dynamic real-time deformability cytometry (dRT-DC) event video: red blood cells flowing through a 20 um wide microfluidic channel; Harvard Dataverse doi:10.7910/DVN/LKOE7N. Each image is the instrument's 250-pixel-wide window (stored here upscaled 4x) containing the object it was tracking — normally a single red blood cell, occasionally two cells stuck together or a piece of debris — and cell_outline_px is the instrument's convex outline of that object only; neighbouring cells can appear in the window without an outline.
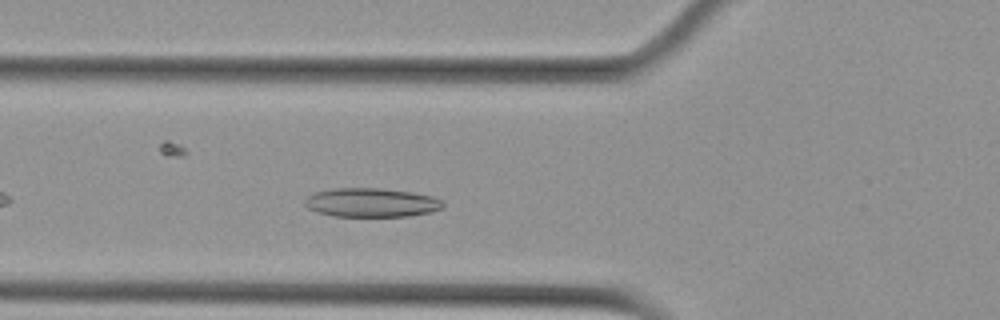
{"species": "Egyptian fruit bat (a non-hibernating species)", "species_latin": "Rousettus aegyptiacus", "temperature_condition": "cold", "stored_images_in_passage": 6, "camera_frame_rate_fps": 3000, "um_per_image_px": 0.085, "animal": {"sex": "female"}, "frame": {"image": 1, "passage_image": 6, "time_ms": 5.667, "image_size_px": [1000, 320], "cell_outline_px": [[444, 208], [432, 212], [408, 216], [332, 216], [308, 208], [304, 204], [304, 200], [312, 192], [336, 188], [380, 188], [412, 192], [432, 196], [444, 200]], "centroid_in_image_um": [31.6, 17.21], "position_along_channel_um": 94.2, "area_um2": 23.47}}